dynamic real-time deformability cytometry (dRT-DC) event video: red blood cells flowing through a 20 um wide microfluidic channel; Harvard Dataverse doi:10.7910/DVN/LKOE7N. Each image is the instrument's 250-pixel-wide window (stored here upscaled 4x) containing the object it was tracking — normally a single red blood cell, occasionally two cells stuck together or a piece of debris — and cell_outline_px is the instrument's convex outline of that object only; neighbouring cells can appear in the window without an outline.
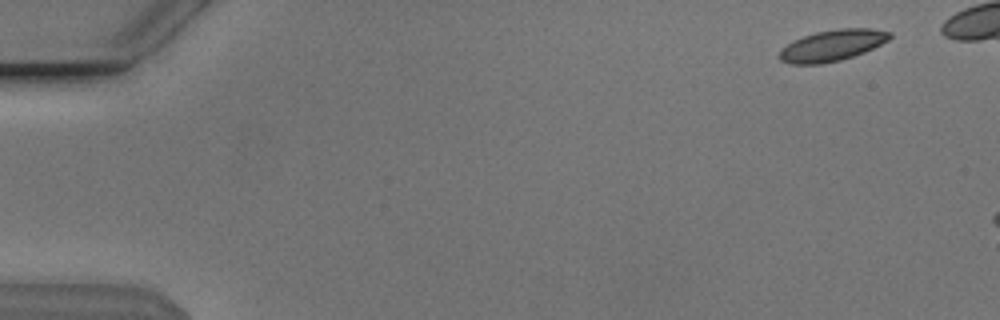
{"species": "Egyptian fruit bat (a non-hibernating species)", "species_latin": "Rousettus aegyptiacus", "temperature_condition": "cold", "stored_images_in_passage": 12, "camera_frame_rate_fps": 3000, "um_per_image_px": 0.085, "animal": {"sex": "male"}, "frame": {"image": 1, "passage_image": 4, "time_ms": 1.0, "image_size_px": [1000, 320], "cell_outline_px": [[892, 36], [888, 40], [864, 52], [840, 60], [824, 64], [792, 64], [780, 60], [776, 56], [792, 40], [816, 32], [836, 28], [872, 28], [892, 32]], "centroid_in_image_um": [70.74, 3.85], "position_along_channel_um": 14.3, "area_um2": 20.06}}